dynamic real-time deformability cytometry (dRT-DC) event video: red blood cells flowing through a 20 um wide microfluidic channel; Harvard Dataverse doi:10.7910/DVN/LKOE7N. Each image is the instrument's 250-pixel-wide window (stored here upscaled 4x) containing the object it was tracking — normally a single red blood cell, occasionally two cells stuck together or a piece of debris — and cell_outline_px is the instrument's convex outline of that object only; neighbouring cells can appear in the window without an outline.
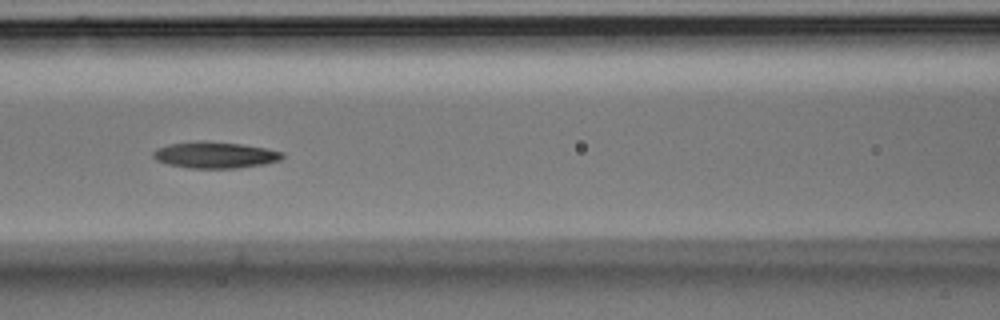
{"species": "Egyptian fruit bat (a non-hibernating species)", "species_latin": "Rousettus aegyptiacus", "temperature_condition": "room temperature", "stored_images_in_passage": 16, "camera_frame_rate_fps": 3000, "um_per_image_px": 0.085, "animal": {"sex": "male"}, "frame": {"image": 1, "passage_image": 7, "time_ms": 2.0, "image_size_px": [1000, 320], "cell_outline_px": [[284, 156], [280, 160], [264, 164], [236, 168], [188, 168], [168, 164], [156, 160], [152, 156], [152, 152], [156, 148], [168, 144], [200, 140], [204, 140], [240, 144], [268, 148], [284, 152]], "centroid_in_image_um": [18.26, 13.16], "position_along_channel_um": 148.3, "area_um2": 20.06}}
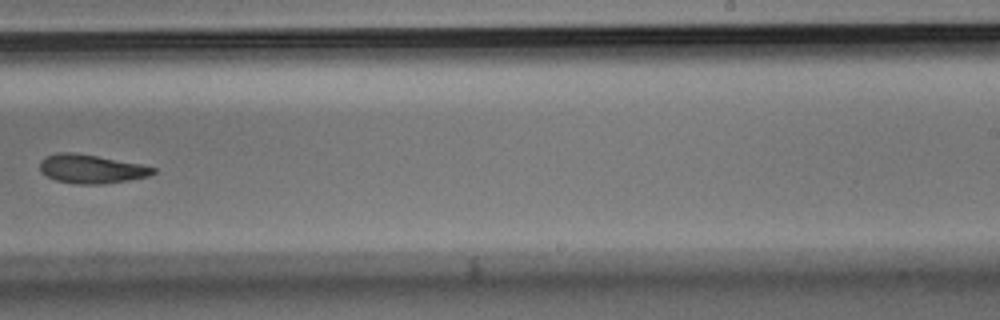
{"frame": {"image": 2, "passage_image": 10, "time_ms": 3.0, "image_size_px": [1000, 320], "cell_outline_px": [[156, 172], [148, 176], [128, 180], [104, 184], [76, 184], [56, 180], [40, 172], [40, 160], [44, 156], [60, 152], [72, 152], [96, 156], [140, 164], [156, 168]], "centroid_in_image_um": [7.73, 14.36], "position_along_channel_um": 281.3, "area_um2": 18.9}}
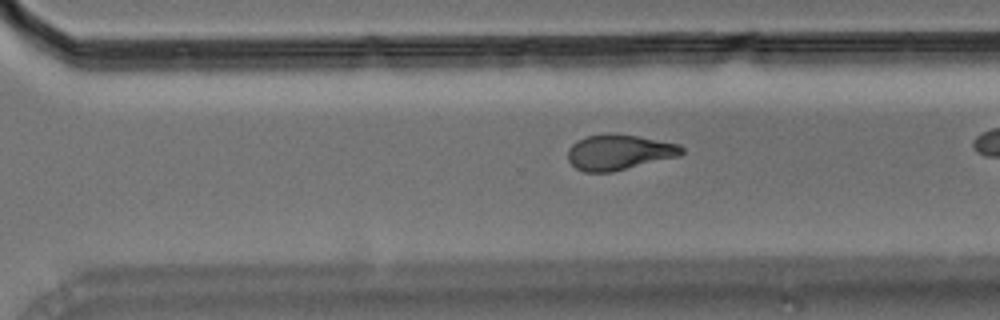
{"frame": {"image": 3, "passage_image": 12, "time_ms": 3.667, "image_size_px": [1000, 320], "cell_outline_px": [[684, 152], [680, 156], [612, 172], [584, 172], [576, 168], [568, 160], [568, 148], [576, 140], [588, 136], [612, 132], [616, 132], [680, 144], [684, 148]], "centroid_in_image_um": [52.62, 12.93], "position_along_channel_um": 318.0, "area_um2": 23.76}}